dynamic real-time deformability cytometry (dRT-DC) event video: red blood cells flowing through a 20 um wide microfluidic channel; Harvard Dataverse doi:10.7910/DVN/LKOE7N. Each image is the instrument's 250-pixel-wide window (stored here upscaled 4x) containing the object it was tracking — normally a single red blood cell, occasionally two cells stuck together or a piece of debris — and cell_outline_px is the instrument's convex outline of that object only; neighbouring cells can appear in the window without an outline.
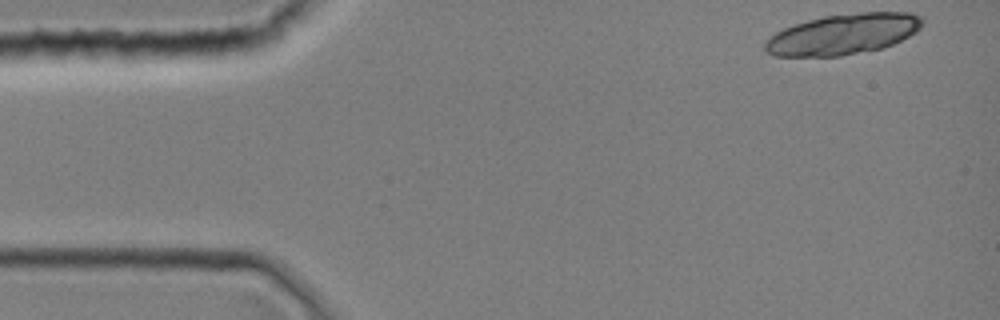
{"species": "common noctule bat (a hibernating species)", "species_latin": "Nyctalus noctula", "temperature_condition": "room temperature", "stored_images_in_passage": 10, "camera_frame_rate_fps": 3000, "um_per_image_px": 0.085, "animal": {"sex": "female", "body_mass_g": 19.0, "forearm_length_mm": 51.5}, "frame": {"image": 1, "passage_image": 1, "time_ms": 0.0, "image_size_px": [1000, 320], "cell_outline_px": [[924, 24], [916, 32], [884, 48], [840, 56], [776, 56], [768, 52], [764, 48], [764, 40], [776, 32], [784, 28], [808, 20], [824, 16], [860, 12], [908, 12], [920, 16], [924, 20]], "centroid_in_image_um": [71.68, 2.9], "position_along_channel_um": 13.3, "area_um2": 37.22}}